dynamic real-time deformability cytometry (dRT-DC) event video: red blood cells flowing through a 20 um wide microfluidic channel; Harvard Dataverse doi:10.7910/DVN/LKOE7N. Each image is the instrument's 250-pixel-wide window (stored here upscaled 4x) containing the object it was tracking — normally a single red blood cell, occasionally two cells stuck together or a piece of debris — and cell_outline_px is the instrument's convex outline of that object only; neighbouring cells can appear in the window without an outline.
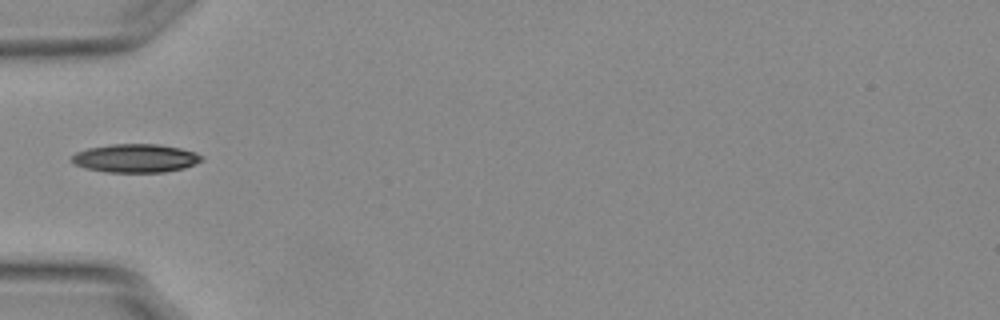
{"species": "Egyptian fruit bat (a non-hibernating species)", "species_latin": "Rousettus aegyptiacus", "temperature_condition": "warm", "stored_images_in_passage": 29, "camera_frame_rate_fps": 3000, "um_per_image_px": 0.085, "animal": {"sex": "female"}, "frame": {"image": 1, "passage_image": 1, "time_ms": 0.0, "image_size_px": [1000, 320], "cell_outline_px": [[204, 160], [196, 164], [184, 168], [164, 172], [104, 172], [84, 168], [72, 164], [72, 156], [76, 152], [88, 148], [112, 144], [160, 144], [180, 148], [196, 152], [204, 156]], "centroid_in_image_um": [11.54, 13.45], "position_along_channel_um": 73.5, "area_um2": 21.79}}
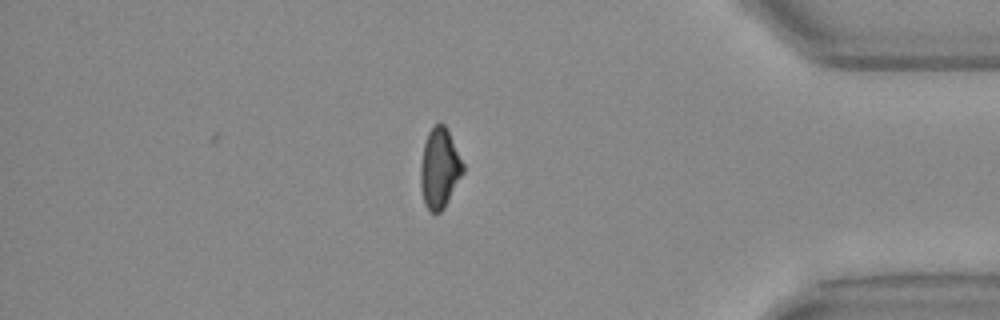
{"frame": {"image": 2, "passage_image": 29, "time_ms": 9.333, "image_size_px": [1000, 320], "cell_outline_px": [[464, 172], [444, 208], [440, 212], [432, 212], [424, 204], [420, 184], [420, 164], [424, 144], [428, 132], [440, 120], [444, 124], [464, 164]], "centroid_in_image_um": [37.35, 14.3], "position_along_channel_um": 397.8, "area_um2": 19.71}, "authors_computed_cell_mechanics": {"area_um2": 20.2878, "velocity_mm_per_s": 3.7933, "shape_relaxation_time_tau1_ms": 7.9216, "shape_relaxation_time_tau2_ms": 3.653, "deformation_change_tau1": 0.1968, "deformation_change_tau2": 0.0817}}